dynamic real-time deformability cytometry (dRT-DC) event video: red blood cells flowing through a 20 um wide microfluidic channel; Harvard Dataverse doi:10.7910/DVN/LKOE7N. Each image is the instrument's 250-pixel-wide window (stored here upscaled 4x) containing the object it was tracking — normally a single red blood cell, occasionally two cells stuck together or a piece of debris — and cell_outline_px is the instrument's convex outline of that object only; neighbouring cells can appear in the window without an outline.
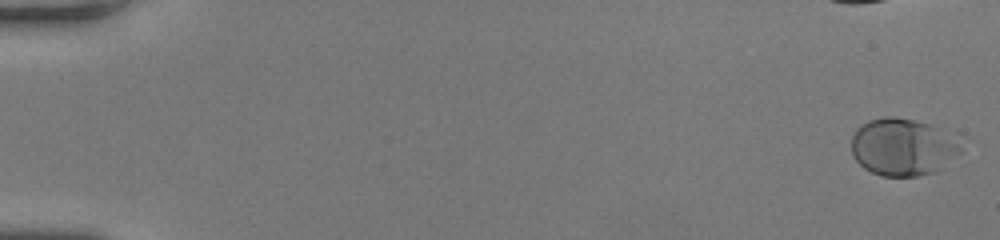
{"species": "human", "species_latin": "Homo sapiens", "temperature_condition": "room temperature", "stored_images_in_passage": 22, "camera_frame_rate_fps": 3000, "um_per_image_px": 0.085, "donor": {"sex": "female"}, "frame": {"image": 1, "passage_image": 2, "time_ms": 0.333, "image_size_px": [1000, 240], "cell_outline_px": [[960, 152], [932, 172], [920, 176], [880, 176], [864, 168], [852, 156], [852, 136], [856, 128], [860, 124], [868, 120], [884, 116], [892, 116], [912, 120], [928, 124], [936, 128]], "centroid_in_image_um": [76.53, 12.5], "position_along_channel_um": 8.5, "area_um2": 35.08}}